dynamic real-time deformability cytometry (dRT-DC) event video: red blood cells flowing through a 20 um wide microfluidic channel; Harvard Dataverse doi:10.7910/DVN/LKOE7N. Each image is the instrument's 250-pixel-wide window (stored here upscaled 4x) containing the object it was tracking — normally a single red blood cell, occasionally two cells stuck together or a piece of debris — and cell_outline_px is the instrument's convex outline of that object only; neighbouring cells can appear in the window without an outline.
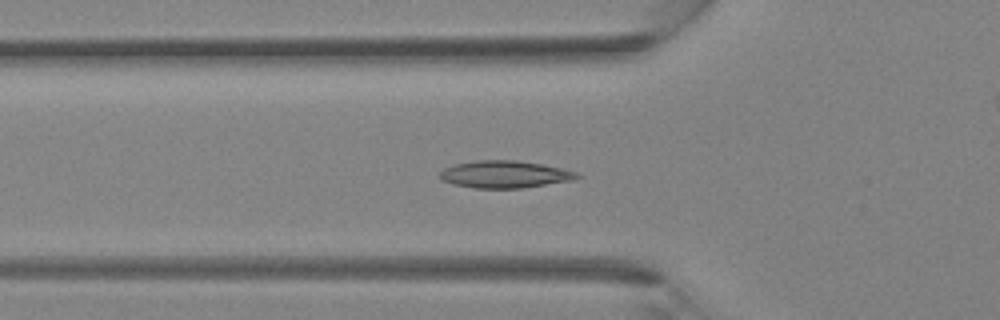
{"species": "Egyptian fruit bat (a non-hibernating species)", "species_latin": "Rousettus aegyptiacus", "temperature_condition": "room temperature", "stored_images_in_passage": 41, "camera_frame_rate_fps": 3000, "um_per_image_px": 0.085, "animal": {"sex": "female"}, "frame": {"image": 1, "passage_image": 14, "time_ms": 4.333, "image_size_px": [1000, 320], "cell_outline_px": [[580, 176], [572, 180], [524, 188], [472, 188], [440, 180], [440, 172], [444, 168], [452, 164], [476, 160], [516, 160], [564, 168], [576, 172]], "centroid_in_image_um": [42.88, 14.81], "position_along_channel_um": 82.9, "area_um2": 21.79}}
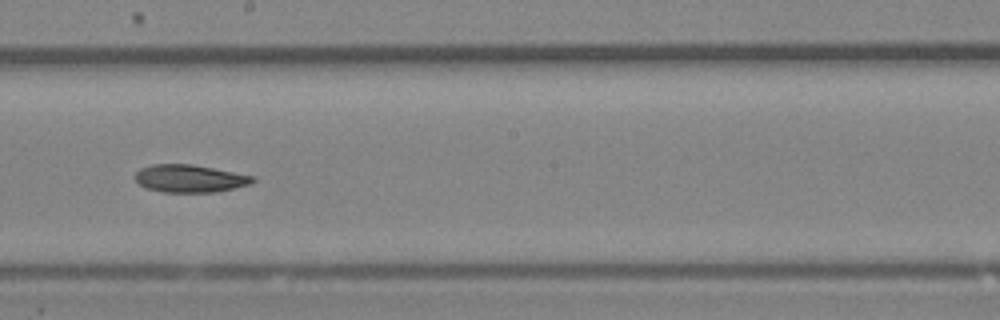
{"frame": {"image": 2, "passage_image": 23, "time_ms": 7.333, "image_size_px": [1000, 320], "cell_outline_px": [[256, 180], [248, 184], [216, 192], [164, 192], [144, 188], [136, 180], [136, 172], [140, 168], [152, 164], [192, 164], [256, 176]], "centroid_in_image_um": [16.12, 15.17], "position_along_channel_um": 232.1, "area_um2": 18.9}}
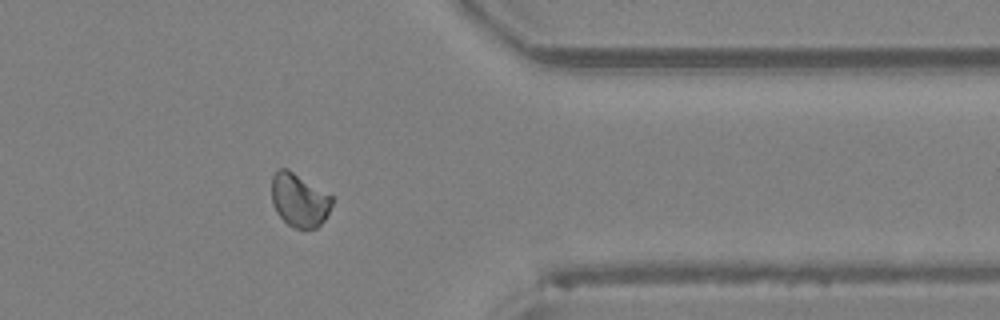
{"frame": {"image": 3, "passage_image": 33, "time_ms": 10.667, "image_size_px": [1000, 320], "cell_outline_px": [[332, 204], [324, 220], [316, 228], [296, 228], [288, 224], [276, 212], [272, 204], [272, 176], [276, 168], [288, 168], [332, 196]], "centroid_in_image_um": [25.41, 16.98], "position_along_channel_um": 386.0, "area_um2": 18.73}}